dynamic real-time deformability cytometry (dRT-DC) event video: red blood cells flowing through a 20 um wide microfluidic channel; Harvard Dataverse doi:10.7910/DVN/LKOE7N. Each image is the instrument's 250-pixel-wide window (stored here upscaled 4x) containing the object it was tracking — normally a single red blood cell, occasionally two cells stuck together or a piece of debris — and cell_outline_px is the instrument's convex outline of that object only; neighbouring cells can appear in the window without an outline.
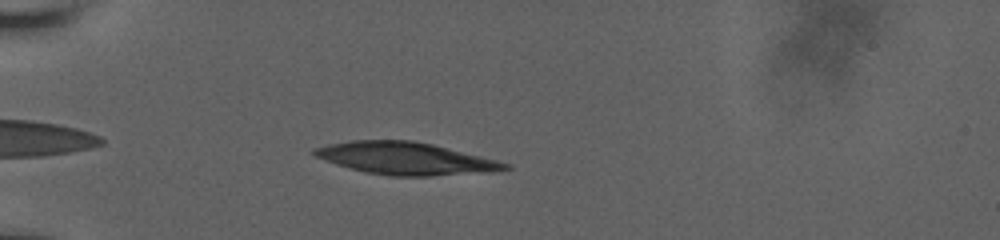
{"species": "human", "species_latin": "Homo sapiens", "temperature_condition": "room temperature", "stored_images_in_passage": 15, "camera_frame_rate_fps": 3000, "um_per_image_px": 0.085, "donor": {"sex": "male"}, "frame": {"image": 1, "passage_image": 2, "time_ms": 0.333, "image_size_px": [1000, 240], "cell_outline_px": [[512, 168], [492, 172], [428, 176], [392, 176], [368, 172], [336, 164], [316, 156], [312, 152], [312, 148], [328, 144], [352, 140], [412, 140], [432, 144], [512, 164]], "centroid_in_image_um": [34.5, 13.46], "position_along_channel_um": 50.5, "area_um2": 35.66}}
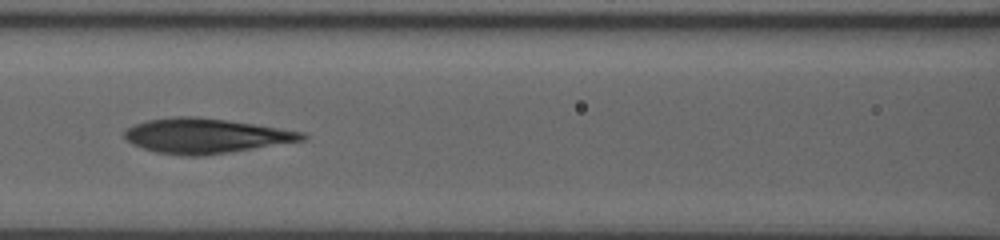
{"frame": {"image": 2, "passage_image": 8, "time_ms": 3.667, "image_size_px": [1000, 240], "cell_outline_px": [[308, 136], [304, 140], [228, 152], [200, 156], [188, 156], [156, 152], [132, 144], [124, 136], [124, 132], [128, 128], [136, 124], [148, 120], [176, 116], [196, 116], [252, 124], [304, 132]], "centroid_in_image_um": [17.46, 11.54], "position_along_channel_um": 149.1, "area_um2": 35.43}}
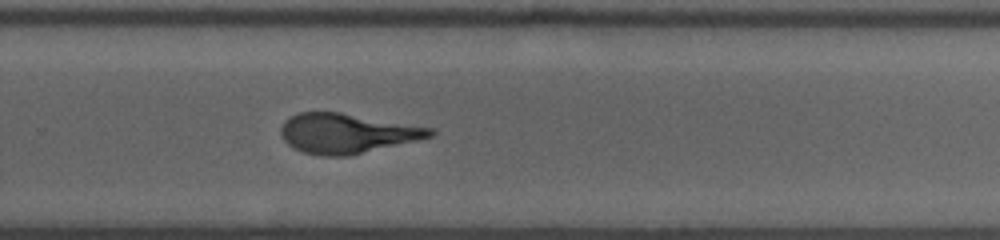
{"frame": {"image": 3, "passage_image": 15, "time_ms": 7.667, "image_size_px": [1000, 240], "cell_outline_px": [[436, 132], [432, 136], [416, 140], [348, 156], [324, 156], [304, 152], [292, 148], [284, 140], [280, 132], [280, 128], [284, 120], [300, 112], [340, 112], [432, 128]], "centroid_in_image_um": [29.44, 11.33], "position_along_channel_um": 300.4, "area_um2": 34.22}}